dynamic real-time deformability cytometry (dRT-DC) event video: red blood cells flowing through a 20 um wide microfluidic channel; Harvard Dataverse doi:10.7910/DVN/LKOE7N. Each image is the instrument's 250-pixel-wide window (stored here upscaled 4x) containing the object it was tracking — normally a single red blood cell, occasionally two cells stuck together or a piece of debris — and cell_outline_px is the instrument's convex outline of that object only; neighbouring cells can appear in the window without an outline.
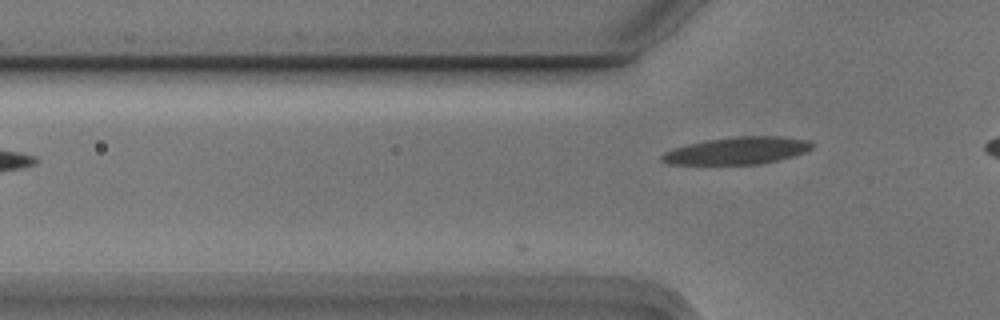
{"species": "Egyptian fruit bat (a non-hibernating species)", "species_latin": "Rousettus aegyptiacus", "temperature_condition": "cold", "stored_images_in_passage": 8, "camera_frame_rate_fps": 3000, "um_per_image_px": 0.085, "animal": {"sex": "male"}, "frame": {"image": 1, "passage_image": 5, "time_ms": 1.333, "image_size_px": [1000, 320], "cell_outline_px": [[812, 148], [804, 152], [792, 156], [760, 164], [668, 164], [660, 160], [660, 156], [664, 152], [672, 148], [704, 140], [736, 136], [780, 136], [808, 140], [812, 144]], "centroid_in_image_um": [62.61, 12.8], "position_along_channel_um": 63.2, "area_um2": 23.81}}
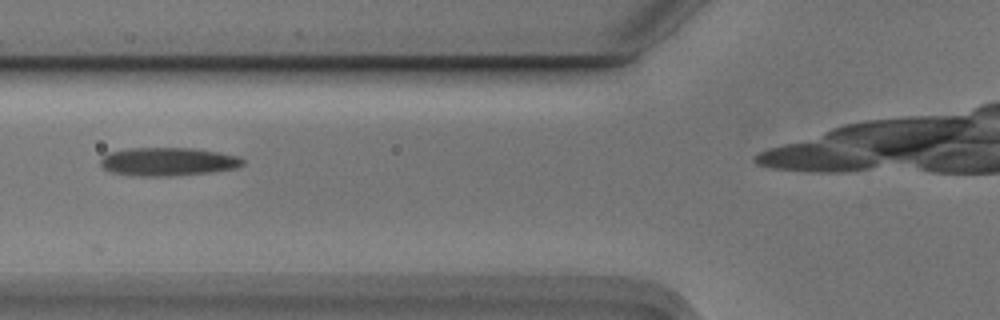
{"frame": {"image": 2, "passage_image": 6, "time_ms": 1.667, "image_size_px": [1000, 320], "cell_outline_px": [[244, 164], [236, 168], [212, 172], [168, 176], [140, 176], [112, 172], [104, 168], [100, 164], [100, 160], [108, 152], [132, 148], [192, 148], [240, 156], [244, 160]], "centroid_in_image_um": [14.3, 13.74], "position_along_channel_um": 111.5, "area_um2": 23.35}}
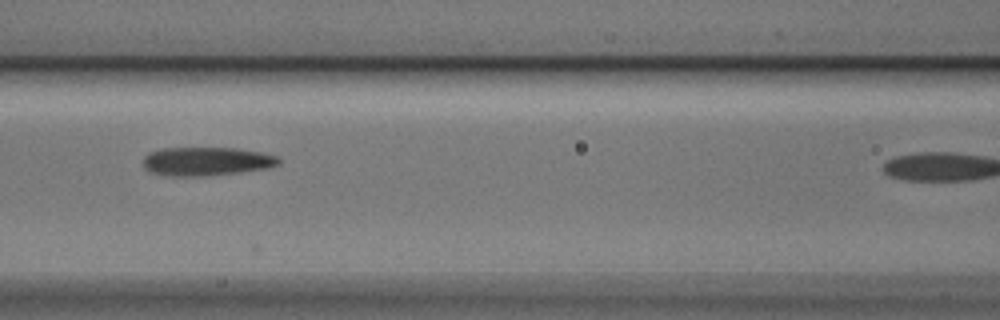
{"frame": {"image": 3, "passage_image": 7, "time_ms": 2.0, "image_size_px": [1000, 320], "cell_outline_px": [[280, 164], [268, 168], [240, 172], [204, 176], [172, 176], [152, 172], [144, 168], [144, 156], [148, 152], [164, 148], [236, 148], [260, 152], [276, 156], [280, 160]], "centroid_in_image_um": [17.55, 13.71], "position_along_channel_um": 149.1, "area_um2": 22.54}}